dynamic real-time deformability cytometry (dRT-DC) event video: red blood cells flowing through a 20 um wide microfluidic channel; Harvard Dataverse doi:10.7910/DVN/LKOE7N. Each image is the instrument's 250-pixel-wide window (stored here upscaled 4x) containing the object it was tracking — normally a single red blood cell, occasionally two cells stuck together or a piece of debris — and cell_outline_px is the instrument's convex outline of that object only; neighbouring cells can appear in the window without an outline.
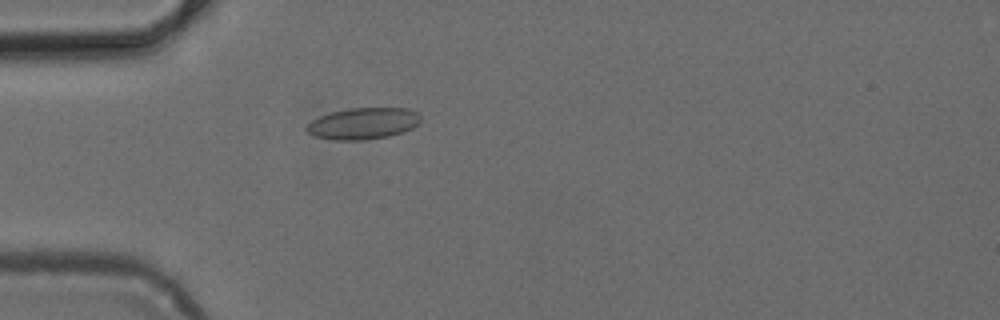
{"species": "common noctule bat (a hibernating species)", "species_latin": "Nyctalus noctula", "temperature_condition": "cold", "stored_images_in_passage": 42, "camera_frame_rate_fps": 3000, "um_per_image_px": 0.085, "animal": {"sex": "female", "body_mass_g": 24.6, "forearm_length_mm": 56.2}, "frame": {"image": 1, "passage_image": 7, "time_ms": 2.0, "image_size_px": [1000, 320], "cell_outline_px": [[420, 120], [412, 128], [404, 132], [388, 136], [364, 140], [336, 140], [312, 136], [304, 128], [312, 120], [320, 116], [332, 112], [352, 108], [408, 108], [416, 112], [420, 116]], "centroid_in_image_um": [30.85, 10.5], "position_along_channel_um": 54.2, "area_um2": 20.87}}
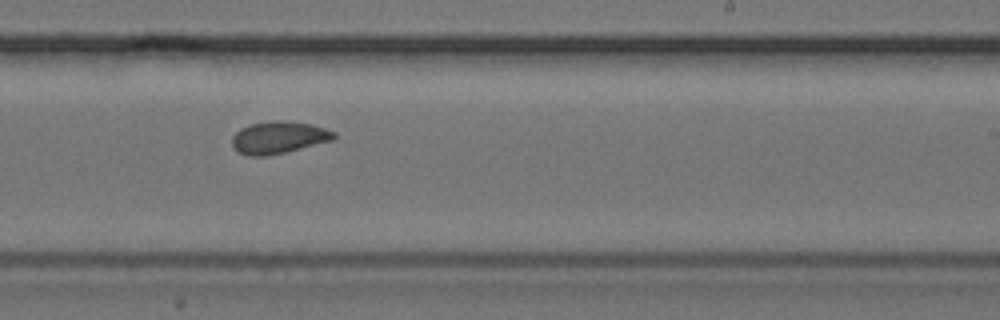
{"frame": {"image": 2, "passage_image": 23, "time_ms": 7.333, "image_size_px": [1000, 320], "cell_outline_px": [[336, 136], [332, 140], [268, 156], [248, 156], [236, 152], [232, 144], [232, 136], [240, 128], [248, 124], [276, 120], [280, 120], [312, 124], [336, 132]], "centroid_in_image_um": [23.64, 11.68], "position_along_channel_um": 265.4, "area_um2": 19.13}}
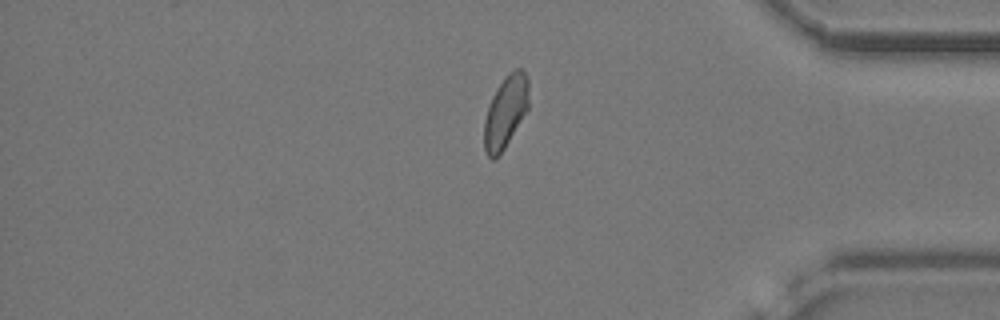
{"frame": {"image": 3, "passage_image": 34, "time_ms": 11.0, "image_size_px": [1000, 320], "cell_outline_px": [[528, 108], [504, 148], [492, 160], [488, 156], [484, 148], [484, 120], [492, 96], [504, 76], [508, 72], [516, 68], [520, 68], [524, 72], [528, 80]], "centroid_in_image_um": [42.96, 9.46], "position_along_channel_um": 392.2, "area_um2": 18.44}}